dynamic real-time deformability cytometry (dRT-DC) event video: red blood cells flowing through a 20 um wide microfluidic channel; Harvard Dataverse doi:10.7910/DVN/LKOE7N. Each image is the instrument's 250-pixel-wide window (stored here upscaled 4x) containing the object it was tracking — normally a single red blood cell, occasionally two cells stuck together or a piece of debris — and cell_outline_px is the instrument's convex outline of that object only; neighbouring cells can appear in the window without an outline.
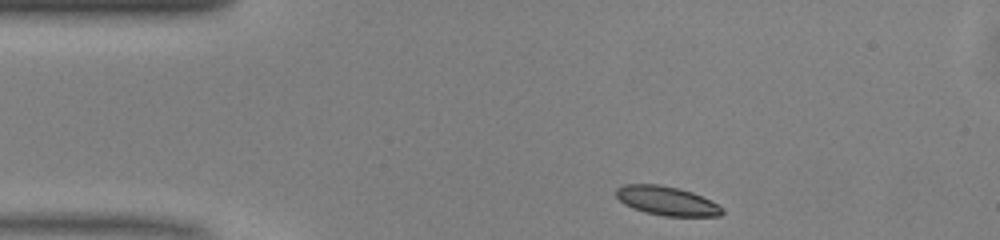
{"species": "common noctule bat (a hibernating species)", "species_latin": "Nyctalus noctula", "temperature_condition": "warm", "stored_images_in_passage": 42, "camera_frame_rate_fps": 3000, "um_per_image_px": 0.085, "animal": {"sex": "male", "body_mass_g": 13.0, "forearm_length_mm": 53.1}, "frame": {"image": 1, "passage_image": 1, "time_ms": 0.0, "image_size_px": [1000, 240], "cell_outline_px": [[724, 212], [720, 216], [664, 216], [644, 212], [632, 208], [624, 204], [616, 196], [616, 188], [624, 184], [660, 184], [680, 188], [692, 192], [724, 208]], "centroid_in_image_um": [56.65, 17.07], "position_along_channel_um": 28.4, "area_um2": 17.98}}
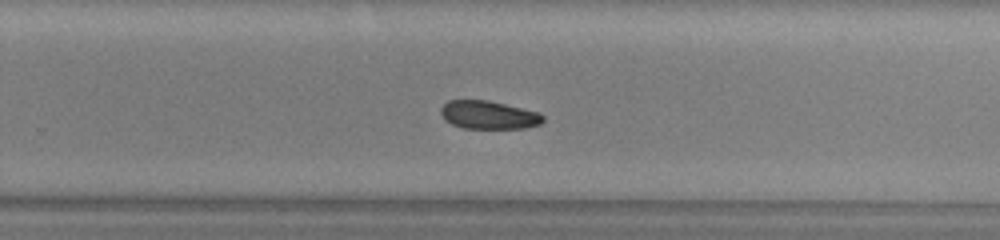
{"frame": {"image": 2, "passage_image": 24, "time_ms": 7.667, "image_size_px": [1000, 240], "cell_outline_px": [[544, 120], [540, 124], [524, 128], [464, 128], [452, 124], [444, 120], [440, 112], [440, 108], [448, 100], [488, 100], [540, 112], [544, 116]], "centroid_in_image_um": [41.53, 9.76], "position_along_channel_um": 288.3, "area_um2": 16.88}}
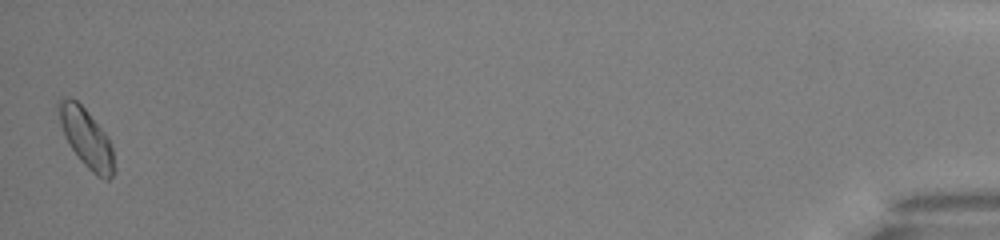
{"frame": {"image": 3, "passage_image": 42, "time_ms": 13.667, "image_size_px": [1000, 240], "cell_outline_px": [[116, 172], [108, 180], [104, 180], [96, 176], [80, 160], [64, 136], [60, 124], [56, 108], [56, 100], [60, 96], [68, 96], [76, 100], [88, 112], [108, 136], [112, 148], [116, 168]], "centroid_in_image_um": [7.32, 11.7], "position_along_channel_um": 427.9, "area_um2": 19.48}, "authors_computed_cell_mechanics": {"area_um2": 17.8891, "velocity_mm_per_s": 4.051, "shape_relaxation_time_tau1_ms": 3.963, "shape_relaxation_time_tau2_ms": null, "deformation_change_tau1": 0.1063, "deformation_change_tau2": null}}